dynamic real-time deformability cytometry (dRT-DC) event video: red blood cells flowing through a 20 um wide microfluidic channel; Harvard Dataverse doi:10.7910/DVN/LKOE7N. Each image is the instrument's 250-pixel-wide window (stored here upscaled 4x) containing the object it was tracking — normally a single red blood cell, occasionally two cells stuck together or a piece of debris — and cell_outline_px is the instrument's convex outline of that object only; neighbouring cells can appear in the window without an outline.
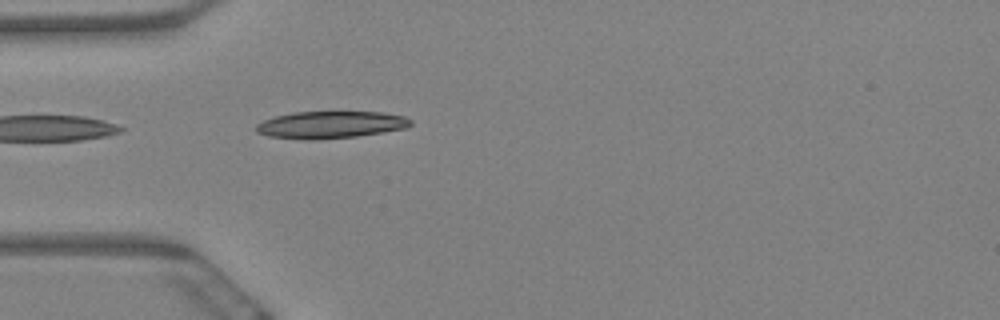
{"species": "Egyptian fruit bat (a non-hibernating species)", "species_latin": "Rousettus aegyptiacus", "temperature_condition": "warm", "stored_images_in_passage": 6, "camera_frame_rate_fps": 3000, "um_per_image_px": 0.085, "animal": {"sex": "female"}, "frame": {"image": 1, "passage_image": 6, "time_ms": 1.667, "image_size_px": [1000, 320], "cell_outline_px": [[412, 124], [408, 128], [384, 132], [356, 136], [312, 140], [304, 140], [268, 136], [256, 132], [256, 124], [264, 120], [276, 116], [292, 112], [384, 112], [404, 116], [412, 120]], "centroid_in_image_um": [28.12, 10.6], "position_along_channel_um": 56.9, "area_um2": 24.57}}